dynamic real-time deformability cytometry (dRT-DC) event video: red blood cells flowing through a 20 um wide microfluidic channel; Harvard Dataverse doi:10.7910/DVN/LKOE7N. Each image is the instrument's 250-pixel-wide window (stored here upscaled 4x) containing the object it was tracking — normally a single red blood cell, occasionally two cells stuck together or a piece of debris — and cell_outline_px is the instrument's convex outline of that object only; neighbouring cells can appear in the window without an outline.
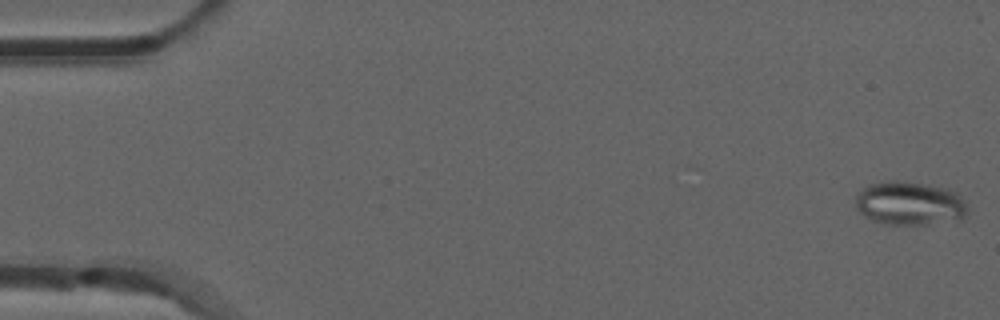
{"species": "common noctule bat (a hibernating species)", "species_latin": "Nyctalus noctula", "temperature_condition": "room temperature", "stored_images_in_passage": 53, "camera_frame_rate_fps": 3000, "um_per_image_px": 0.085, "animal": {"sex": "male", "forearm_length_mm": 52.5}, "frame": {"image": 1, "passage_image": 1, "time_ms": 0.0, "image_size_px": [1000, 320], "cell_outline_px": [[968, 216], [964, 220], [928, 224], [884, 224], [872, 220], [864, 216], [856, 208], [856, 192], [868, 184], [888, 180], [900, 180], [948, 188], [956, 192], [964, 200], [968, 208]], "centroid_in_image_um": [77.35, 17.28], "position_along_channel_um": 7.7, "area_um2": 29.13}}
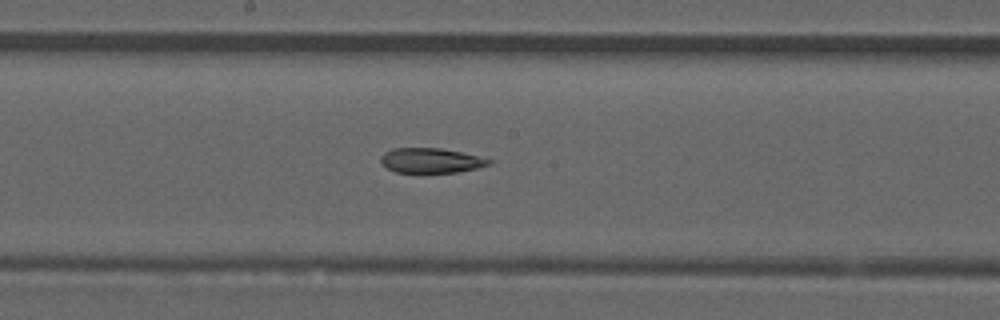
{"frame": {"image": 2, "passage_image": 28, "time_ms": 9.0, "image_size_px": [1000, 320], "cell_outline_px": [[496, 160], [492, 164], [476, 168], [456, 172], [396, 172], [388, 168], [380, 160], [380, 156], [384, 152], [392, 148], [440, 148], [460, 152]], "centroid_in_image_um": [36.66, 13.63], "position_along_channel_um": 211.5, "area_um2": 15.61}}
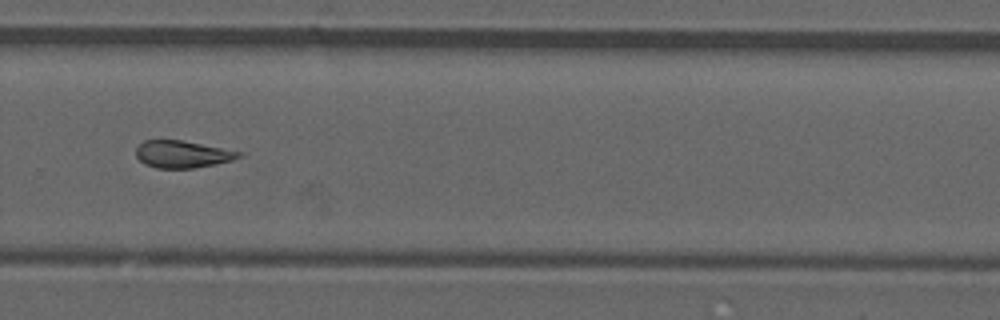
{"frame": {"image": 3, "passage_image": 36, "time_ms": 11.667, "image_size_px": [1000, 320], "cell_outline_px": [[244, 156], [232, 160], [216, 164], [196, 168], [156, 168], [144, 164], [136, 156], [136, 148], [144, 140], [180, 140], [244, 152]], "centroid_in_image_um": [15.53, 13.11], "position_along_channel_um": 314.3, "area_um2": 16.36}, "authors_computed_cell_mechanics": {"area_um2": 17.3978, "velocity_mm_per_s": 3.8724, "shape_relaxation_time_tau1_ms": null, "shape_relaxation_time_tau2_ms": 6.4462, "deformation_change_tau1": null, "deformation_change_tau2": 0.1612}}